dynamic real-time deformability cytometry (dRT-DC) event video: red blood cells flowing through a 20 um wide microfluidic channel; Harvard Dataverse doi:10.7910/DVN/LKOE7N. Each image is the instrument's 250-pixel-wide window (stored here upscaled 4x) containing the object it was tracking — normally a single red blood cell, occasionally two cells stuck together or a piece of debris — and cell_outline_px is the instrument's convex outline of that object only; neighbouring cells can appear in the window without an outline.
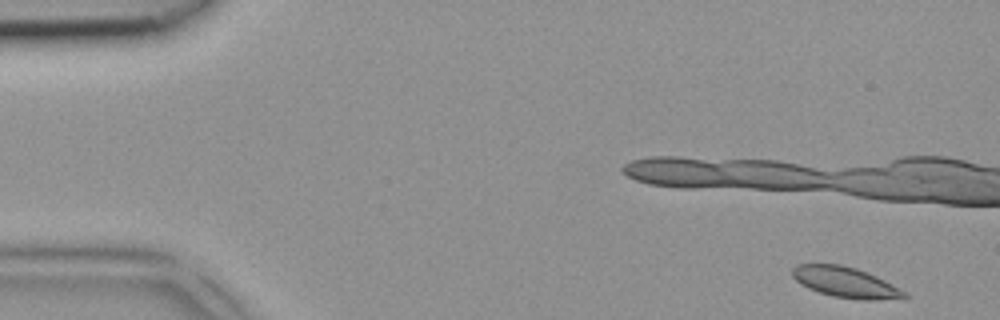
{"species": "common noctule bat (a hibernating species)", "species_latin": "Nyctalus noctula", "temperature_condition": "room temperature", "stored_images_in_passage": 5, "camera_frame_rate_fps": 3000, "um_per_image_px": 0.085, "animal": {"sex": "female", "body_mass_g": 18.4}, "frame": {"image": 1, "passage_image": 1, "time_ms": 0.0, "image_size_px": [1000, 320], "cell_outline_px": [[908, 296], [904, 300], [864, 300], [832, 296], [808, 288], [800, 284], [792, 276], [792, 268], [796, 264], [840, 264], [856, 268], [876, 276], [908, 292]], "centroid_in_image_um": [71.93, 24.01], "position_along_channel_um": 13.1, "area_um2": 20.23}}